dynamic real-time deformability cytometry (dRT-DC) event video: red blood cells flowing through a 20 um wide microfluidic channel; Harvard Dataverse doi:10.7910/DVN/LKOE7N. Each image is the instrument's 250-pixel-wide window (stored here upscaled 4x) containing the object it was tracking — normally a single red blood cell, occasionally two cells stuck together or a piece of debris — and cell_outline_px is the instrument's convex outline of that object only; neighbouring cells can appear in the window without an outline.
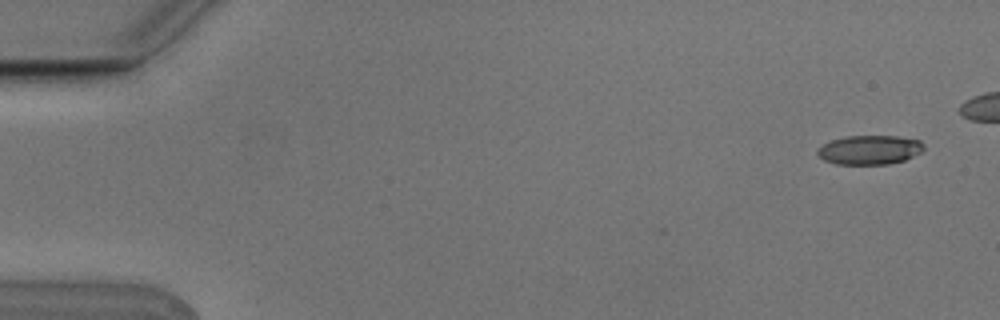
{"species": "Egyptian fruit bat (a non-hibernating species)", "species_latin": "Rousettus aegyptiacus", "temperature_condition": "cold", "stored_images_in_passage": 5, "camera_frame_rate_fps": 3000, "um_per_image_px": 0.085, "animal": {"sex": "male"}, "frame": {"image": 1, "passage_image": 1, "time_ms": 0.0, "image_size_px": [1000, 320], "cell_outline_px": [[924, 148], [920, 152], [904, 160], [888, 164], [836, 164], [824, 160], [816, 152], [816, 148], [832, 140], [844, 136], [896, 136], [920, 140], [924, 144]], "centroid_in_image_um": [73.9, 12.73], "position_along_channel_um": 11.1, "area_um2": 18.03}}